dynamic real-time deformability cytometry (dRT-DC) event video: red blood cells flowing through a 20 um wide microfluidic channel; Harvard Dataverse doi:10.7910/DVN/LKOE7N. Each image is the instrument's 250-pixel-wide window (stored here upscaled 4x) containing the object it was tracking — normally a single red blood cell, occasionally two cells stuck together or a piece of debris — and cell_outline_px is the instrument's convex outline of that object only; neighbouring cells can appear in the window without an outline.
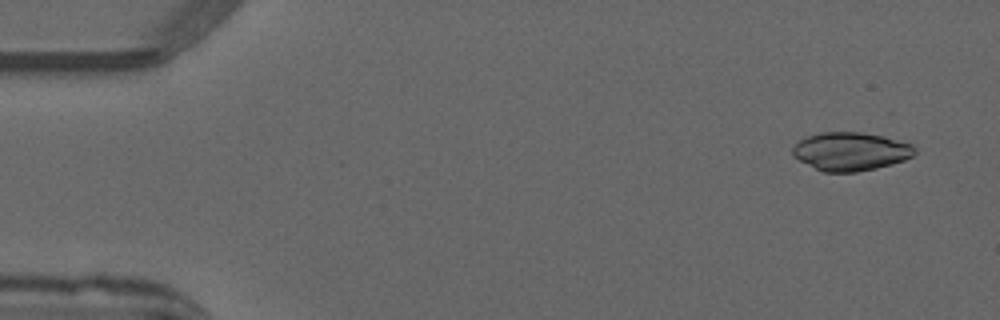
{"species": "common noctule bat (a hibernating species)", "species_latin": "Nyctalus noctula", "temperature_condition": "warm", "stored_images_in_passage": 32, "camera_frame_rate_fps": 3000, "um_per_image_px": 0.085, "animal": {"sex": "male", "forearm_length_mm": 52.5}, "frame": {"image": 1, "passage_image": 2, "time_ms": 0.333, "image_size_px": [1000, 320], "cell_outline_px": [[916, 152], [912, 156], [904, 160], [892, 164], [876, 168], [856, 172], [824, 172], [792, 156], [792, 148], [800, 140], [808, 136], [820, 132], [860, 132], [884, 136], [912, 144], [916, 148]], "centroid_in_image_um": [72.32, 12.86], "position_along_channel_um": 12.7, "area_um2": 27.22}}
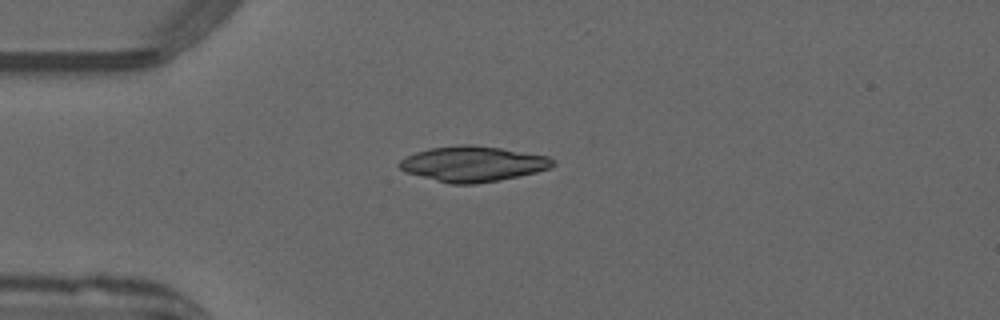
{"frame": {"image": 2, "passage_image": 12, "time_ms": 3.667, "image_size_px": [1000, 320], "cell_outline_px": [[556, 164], [548, 168], [536, 172], [500, 180], [476, 184], [452, 184], [404, 172], [396, 164], [400, 160], [416, 152], [432, 148], [460, 144], [472, 144], [500, 148], [548, 156], [556, 160]], "centroid_in_image_um": [40.2, 13.93], "position_along_channel_um": 44.8, "area_um2": 31.56}}